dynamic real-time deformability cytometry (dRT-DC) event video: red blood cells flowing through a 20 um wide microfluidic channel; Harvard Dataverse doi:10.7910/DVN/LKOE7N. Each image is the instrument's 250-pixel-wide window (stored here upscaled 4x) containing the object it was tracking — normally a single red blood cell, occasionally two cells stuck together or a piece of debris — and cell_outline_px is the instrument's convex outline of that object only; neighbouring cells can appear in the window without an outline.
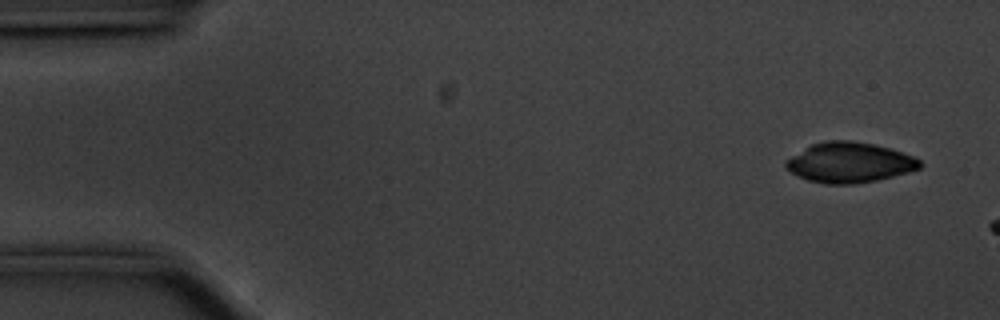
{"species": "common noctule bat (a hibernating species)", "species_latin": "Nyctalus noctula", "temperature_condition": "cold", "stored_images_in_passage": 12, "camera_frame_rate_fps": 3000, "um_per_image_px": 0.085, "animal": {"sex": "male", "body_mass_g": 20.1, "forearm_length_mm": 53.5}, "frame": {"image": 1, "passage_image": 1, "time_ms": 0.0, "image_size_px": [1000, 320], "cell_outline_px": [[924, 164], [920, 168], [908, 172], [876, 180], [852, 184], [824, 184], [808, 180], [784, 168], [784, 160], [812, 144], [824, 140], [852, 140], [872, 144], [888, 148], [912, 156], [920, 160]], "centroid_in_image_um": [72.17, 13.81], "position_along_channel_um": 12.8, "area_um2": 31.27}}